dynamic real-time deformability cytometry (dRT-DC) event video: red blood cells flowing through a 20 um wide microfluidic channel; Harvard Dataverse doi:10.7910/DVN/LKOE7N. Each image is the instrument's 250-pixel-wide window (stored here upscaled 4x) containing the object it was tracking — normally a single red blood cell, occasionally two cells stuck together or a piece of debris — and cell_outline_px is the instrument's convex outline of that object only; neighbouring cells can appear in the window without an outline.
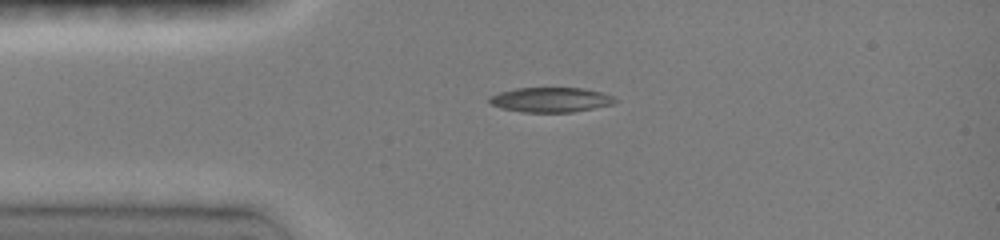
{"species": "common noctule bat (a hibernating species)", "species_latin": "Nyctalus noctula", "temperature_condition": "room temperature", "stored_images_in_passage": 5, "camera_frame_rate_fps": 3000, "um_per_image_px": 0.085, "animal": {"sex": "female", "body_mass_g": 19.0, "forearm_length_mm": 51.5}, "frame": {"image": 1, "passage_image": 4, "time_ms": 2.333, "image_size_px": [1000, 240], "cell_outline_px": [[620, 100], [612, 104], [572, 112], [524, 112], [500, 108], [492, 104], [488, 100], [488, 96], [500, 92], [516, 88], [584, 88], [600, 92], [612, 96]], "centroid_in_image_um": [46.79, 8.47], "position_along_channel_um": 38.2, "area_um2": 18.09}}